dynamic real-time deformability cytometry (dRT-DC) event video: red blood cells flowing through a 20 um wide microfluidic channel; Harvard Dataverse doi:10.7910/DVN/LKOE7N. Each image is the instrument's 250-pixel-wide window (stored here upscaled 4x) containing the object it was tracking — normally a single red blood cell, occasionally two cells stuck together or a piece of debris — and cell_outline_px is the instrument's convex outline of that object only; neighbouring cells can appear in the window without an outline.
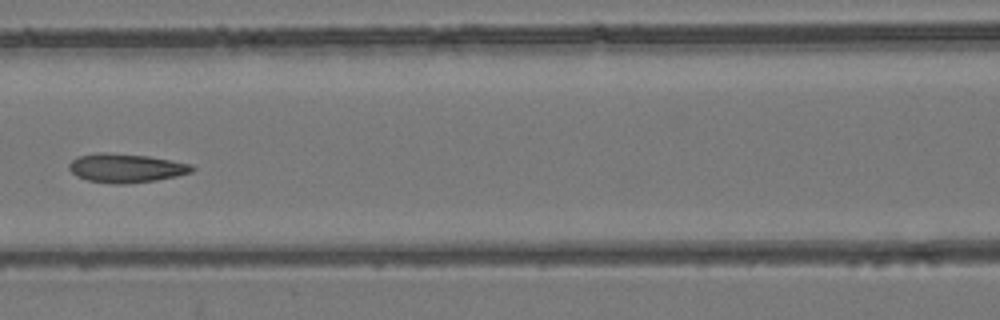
{"species": "common noctule bat (a hibernating species)", "species_latin": "Nyctalus noctula", "temperature_condition": "room temperature", "stored_images_in_passage": 8, "camera_frame_rate_fps": 3000, "um_per_image_px": 0.085, "animal": {"sex": "female", "body_mass_g": 24.6, "forearm_length_mm": 56.2}, "frame": {"image": 1, "passage_image": 8, "time_ms": 8.0, "image_size_px": [1000, 320], "cell_outline_px": [[196, 168], [192, 172], [176, 176], [156, 180], [128, 184], [112, 184], [88, 180], [76, 176], [68, 168], [68, 164], [76, 156], [96, 152], [108, 152], [148, 156], [172, 160], [192, 164]], "centroid_in_image_um": [10.7, 14.28], "position_along_channel_um": 155.9, "area_um2": 20.98}}